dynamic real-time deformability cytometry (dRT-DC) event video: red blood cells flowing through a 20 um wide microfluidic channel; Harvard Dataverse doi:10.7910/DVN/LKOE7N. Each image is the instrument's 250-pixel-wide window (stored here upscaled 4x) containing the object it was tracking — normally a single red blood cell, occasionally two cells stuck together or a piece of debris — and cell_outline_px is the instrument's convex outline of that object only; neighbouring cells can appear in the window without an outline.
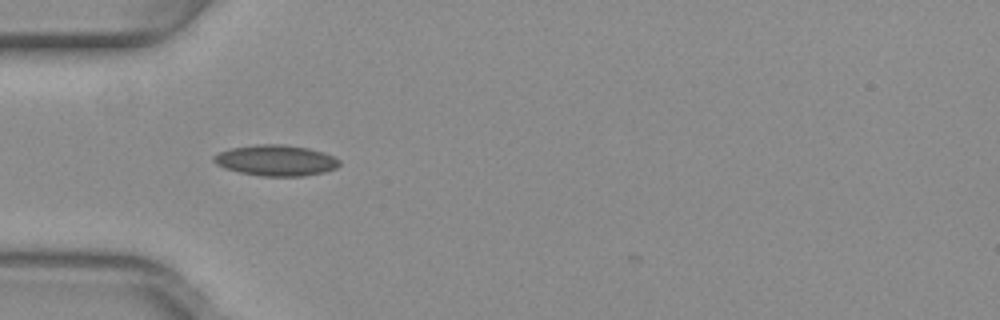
{"species": "common noctule bat (a hibernating species)", "species_latin": "Nyctalus noctula", "temperature_condition": "warm", "stored_images_in_passage": 34, "camera_frame_rate_fps": 3000, "um_per_image_px": 0.085, "animal": {"sex": "female", "body_mass_g": 29.2, "forearm_length_mm": 56.3}, "frame": {"image": 1, "passage_image": 2, "time_ms": 0.333, "image_size_px": [1000, 320], "cell_outline_px": [[340, 164], [336, 168], [324, 172], [304, 176], [260, 176], [240, 172], [224, 168], [216, 164], [212, 160], [212, 156], [220, 152], [232, 148], [256, 144], [280, 144], [308, 148], [324, 152], [340, 160]], "centroid_in_image_um": [23.45, 13.64], "position_along_channel_um": 61.6, "area_um2": 22.6}}
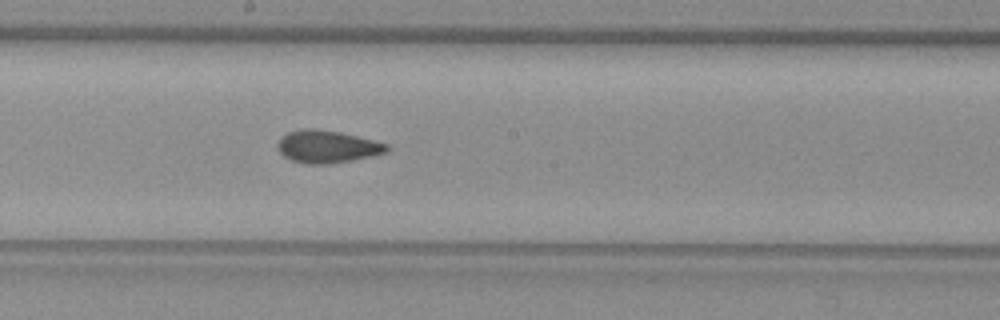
{"frame": {"image": 2, "passage_image": 14, "time_ms": 4.333, "image_size_px": [1000, 320], "cell_outline_px": [[388, 152], [372, 156], [352, 160], [328, 164], [304, 164], [292, 160], [284, 156], [280, 152], [276, 144], [280, 136], [288, 132], [308, 128], [312, 128], [340, 132], [388, 144]], "centroid_in_image_um": [27.78, 12.47], "position_along_channel_um": 220.4, "area_um2": 20.63}}
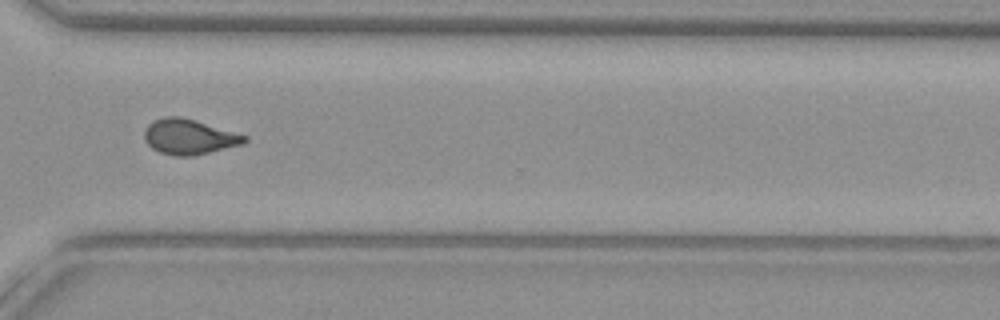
{"frame": {"image": 3, "passage_image": 24, "time_ms": 7.667, "image_size_px": [1000, 320], "cell_outline_px": [[248, 140], [244, 144], [192, 156], [176, 156], [160, 152], [152, 148], [144, 140], [144, 132], [148, 124], [164, 116], [180, 116], [248, 136]], "centroid_in_image_um": [16.07, 11.63], "position_along_channel_um": 354.5, "area_um2": 20.4}, "authors_computed_cell_mechanics": {"area_um2": 20.2589, "velocity_mm_per_s": 4.0239, "shape_relaxation_time_tau1_ms": null, "shape_relaxation_time_tau2_ms": 1.6687, "deformation_change_tau1": null, "deformation_change_tau2": 0.0646}}